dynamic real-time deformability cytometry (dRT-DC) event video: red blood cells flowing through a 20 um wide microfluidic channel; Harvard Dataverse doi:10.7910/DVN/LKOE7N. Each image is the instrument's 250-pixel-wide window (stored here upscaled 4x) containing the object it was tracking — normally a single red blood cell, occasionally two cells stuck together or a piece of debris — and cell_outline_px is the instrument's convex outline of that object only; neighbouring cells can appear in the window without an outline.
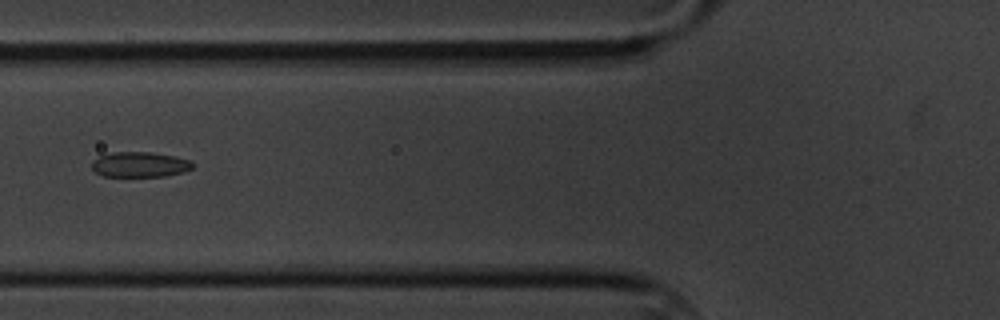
{"species": "common noctule bat (a hibernating species)", "species_latin": "Nyctalus noctula", "temperature_condition": "cold", "stored_images_in_passage": 5, "camera_frame_rate_fps": 3000, "um_per_image_px": 0.085, "animal": {"sex": "male", "body_mass_g": 20.1, "forearm_length_mm": 53.5}, "frame": {"image": 1, "passage_image": 3, "time_ms": 2.333, "image_size_px": [1000, 320], "cell_outline_px": [[196, 164], [192, 168], [180, 172], [164, 176], [104, 176], [96, 172], [92, 168], [92, 160], [100, 156], [112, 152], [152, 152], [176, 156], [192, 160]], "centroid_in_image_um": [11.91, 13.97], "position_along_channel_um": 113.9, "area_um2": 14.85}}
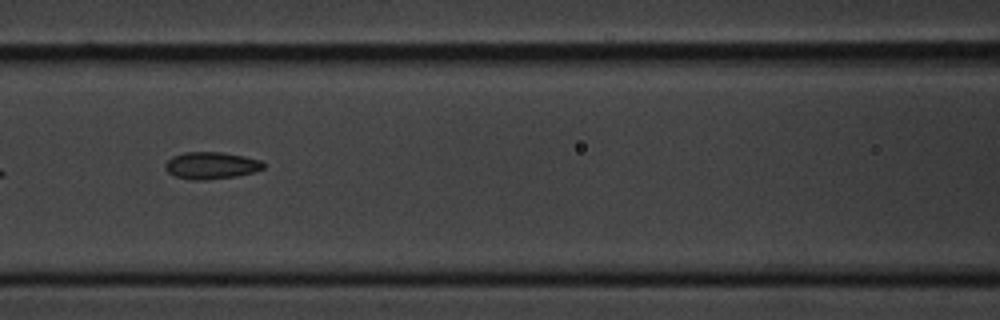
{"frame": {"image": 2, "passage_image": 4, "time_ms": 3.333, "image_size_px": [1000, 320], "cell_outline_px": [[264, 168], [252, 172], [236, 176], [204, 180], [188, 180], [176, 176], [168, 172], [164, 168], [164, 164], [172, 156], [184, 152], [224, 152], [244, 156], [260, 160], [264, 164]], "centroid_in_image_um": [17.92, 14.06], "position_along_channel_um": 148.7, "area_um2": 15.49}}
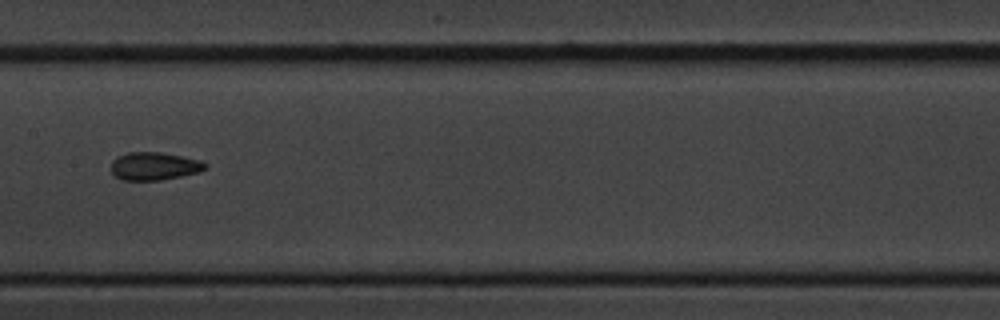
{"frame": {"image": 3, "passage_image": 5, "time_ms": 4.667, "image_size_px": [1000, 320], "cell_outline_px": [[208, 168], [200, 172], [160, 180], [120, 180], [112, 172], [112, 160], [128, 152], [160, 152], [200, 160], [208, 164]], "centroid_in_image_um": [13.14, 14.12], "position_along_channel_um": 194.3, "area_um2": 15.26}}